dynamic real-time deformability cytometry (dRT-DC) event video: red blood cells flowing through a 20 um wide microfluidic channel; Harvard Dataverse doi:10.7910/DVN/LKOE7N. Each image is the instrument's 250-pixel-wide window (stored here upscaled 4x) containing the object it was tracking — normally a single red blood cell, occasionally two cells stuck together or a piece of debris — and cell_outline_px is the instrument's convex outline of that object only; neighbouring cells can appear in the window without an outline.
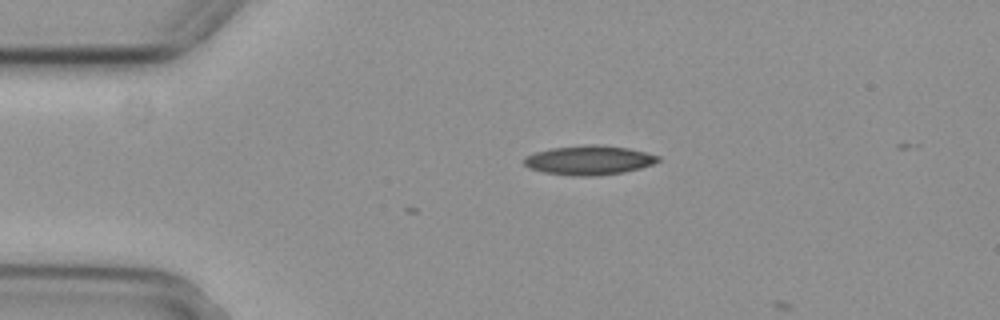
{"species": "common noctule bat (a hibernating species)", "species_latin": "Nyctalus noctula", "temperature_condition": "cold", "stored_images_in_passage": 2, "camera_frame_rate_fps": 3000, "um_per_image_px": 0.085, "animal": {"sex": "female", "body_mass_g": 29.2, "forearm_length_mm": 56.3}, "frame": {"image": 1, "passage_image": 1, "time_ms": 0.0, "image_size_px": [1000, 320], "cell_outline_px": [[660, 160], [652, 164], [640, 168], [624, 172], [592, 176], [572, 176], [544, 172], [528, 168], [524, 164], [524, 156], [536, 152], [552, 148], [588, 144], [596, 144], [628, 148], [660, 156]], "centroid_in_image_um": [50.05, 13.61], "position_along_channel_um": 35.0, "area_um2": 22.83}}